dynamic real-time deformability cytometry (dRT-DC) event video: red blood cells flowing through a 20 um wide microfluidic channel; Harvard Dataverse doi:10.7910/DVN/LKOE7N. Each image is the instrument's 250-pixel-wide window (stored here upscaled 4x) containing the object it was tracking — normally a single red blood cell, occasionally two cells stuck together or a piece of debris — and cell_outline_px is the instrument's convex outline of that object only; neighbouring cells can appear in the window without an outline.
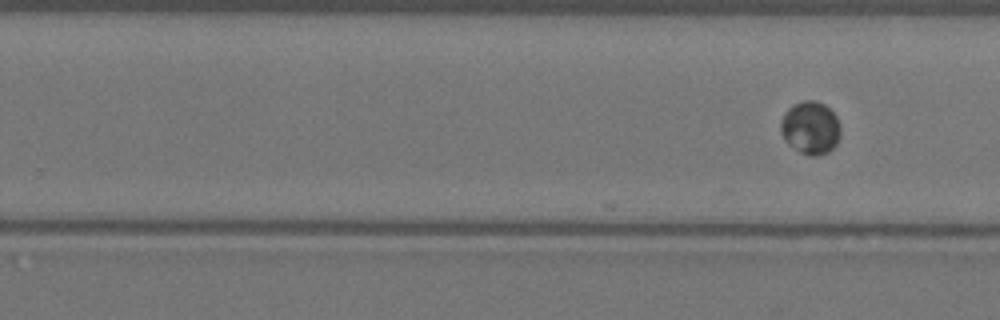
{"species": "Egyptian fruit bat (a non-hibernating species)", "species_latin": "Rousettus aegyptiacus", "temperature_condition": "warm", "stored_images_in_passage": 32, "camera_frame_rate_fps": 3000, "um_per_image_px": 0.085, "animal": {"sex": "female"}, "frame": {"image": 1, "passage_image": 32, "time_ms": 10.333, "image_size_px": [1000, 320], "cell_outline_px": [[840, 136], [836, 144], [828, 152], [816, 156], [808, 156], [800, 152], [788, 144], [784, 140], [780, 132], [780, 120], [784, 112], [792, 104], [804, 100], [812, 100], [824, 104], [836, 116], [840, 124]], "centroid_in_image_um": [68.86, 10.86], "position_along_channel_um": 260.9, "area_um2": 18.67}}